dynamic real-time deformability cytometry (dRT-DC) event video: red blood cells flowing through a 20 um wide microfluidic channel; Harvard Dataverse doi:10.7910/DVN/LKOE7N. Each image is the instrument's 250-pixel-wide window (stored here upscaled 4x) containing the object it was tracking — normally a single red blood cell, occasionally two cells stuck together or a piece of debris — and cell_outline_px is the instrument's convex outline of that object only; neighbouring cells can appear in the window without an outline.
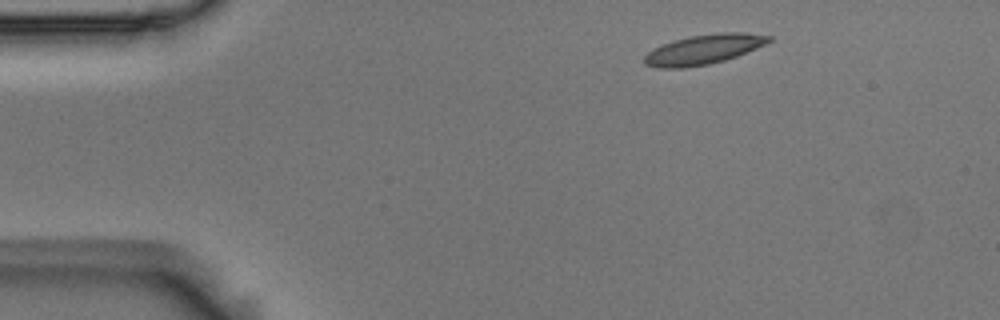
{"species": "Egyptian fruit bat (a non-hibernating species)", "species_latin": "Rousettus aegyptiacus", "temperature_condition": "room temperature", "stored_images_in_passage": 2, "camera_frame_rate_fps": 3000, "um_per_image_px": 0.085, "animal": {"sex": "male"}, "frame": {"image": 1, "passage_image": 1, "time_ms": 0.0, "image_size_px": [1000, 320], "cell_outline_px": [[772, 40], [756, 48], [736, 56], [724, 60], [708, 64], [684, 68], [656, 68], [644, 64], [644, 56], [648, 52], [664, 44], [688, 36], [720, 32], [744, 32], [772, 36]], "centroid_in_image_um": [59.81, 4.2], "position_along_channel_um": 25.2, "area_um2": 21.39}}